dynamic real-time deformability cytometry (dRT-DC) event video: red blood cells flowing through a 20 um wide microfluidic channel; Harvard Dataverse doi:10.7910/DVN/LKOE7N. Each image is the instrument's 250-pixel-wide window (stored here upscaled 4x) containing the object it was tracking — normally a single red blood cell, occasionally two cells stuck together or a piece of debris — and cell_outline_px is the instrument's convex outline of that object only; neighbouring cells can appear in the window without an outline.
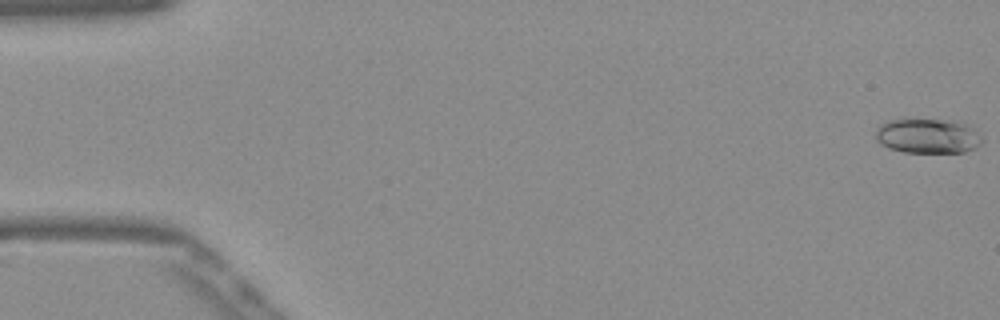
{"species": "Egyptian fruit bat (a non-hibernating species)", "species_latin": "Rousettus aegyptiacus", "temperature_condition": "warm", "stored_images_in_passage": 53, "camera_frame_rate_fps": 3000, "um_per_image_px": 0.085, "frame": {"image": 1, "passage_image": 1, "time_ms": 0.0, "image_size_px": [1000, 320], "cell_outline_px": [[984, 140], [976, 148], [964, 152], [904, 152], [888, 148], [880, 144], [876, 140], [876, 128], [880, 124], [888, 120], [904, 116], [940, 120], [964, 124], [972, 128]], "centroid_in_image_um": [78.77, 11.53], "position_along_channel_um": 6.2, "area_um2": 22.02}}
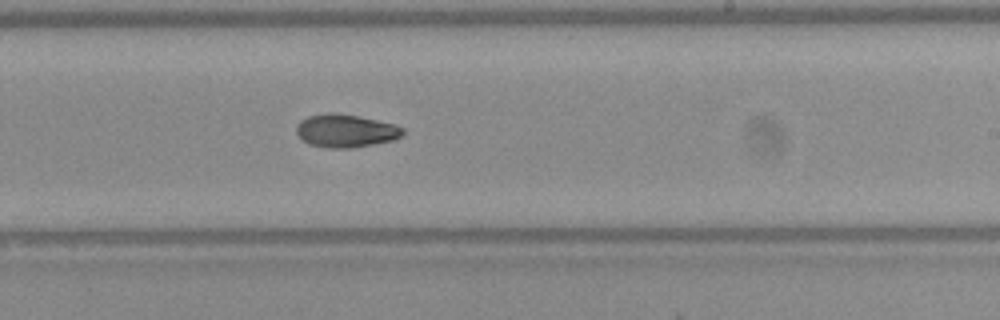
{"frame": {"image": 2, "passage_image": 32, "time_ms": 10.333, "image_size_px": [1000, 320], "cell_outline_px": [[404, 132], [400, 136], [392, 140], [352, 148], [328, 148], [308, 144], [300, 140], [296, 132], [296, 124], [300, 120], [308, 116], [328, 112], [356, 116], [396, 124], [404, 128]], "centroid_in_image_um": [29.33, 11.12], "position_along_channel_um": 259.7, "area_um2": 20.52}}
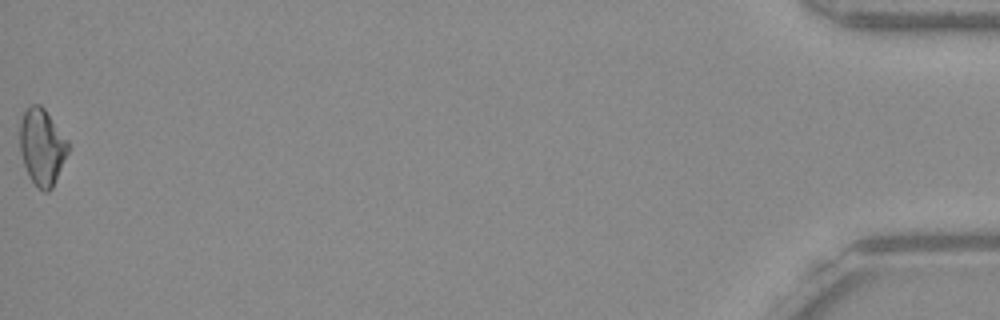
{"frame": {"image": 3, "passage_image": 53, "time_ms": 17.333, "image_size_px": [1000, 320], "cell_outline_px": [[68, 152], [52, 188], [48, 192], [44, 192], [32, 180], [24, 164], [20, 152], [20, 120], [24, 112], [32, 104], [40, 104], [44, 108], [68, 140]], "centroid_in_image_um": [3.57, 12.46], "position_along_channel_um": 431.6, "area_um2": 21.15}, "authors_computed_cell_mechanics": {"area_um2": 20.519, "velocity_mm_per_s": 3.8925, "shape_relaxation_time_tau1_ms": 8.3685, "shape_relaxation_time_tau2_ms": null, "deformation_change_tau1": 0.1773, "deformation_change_tau2": null}}